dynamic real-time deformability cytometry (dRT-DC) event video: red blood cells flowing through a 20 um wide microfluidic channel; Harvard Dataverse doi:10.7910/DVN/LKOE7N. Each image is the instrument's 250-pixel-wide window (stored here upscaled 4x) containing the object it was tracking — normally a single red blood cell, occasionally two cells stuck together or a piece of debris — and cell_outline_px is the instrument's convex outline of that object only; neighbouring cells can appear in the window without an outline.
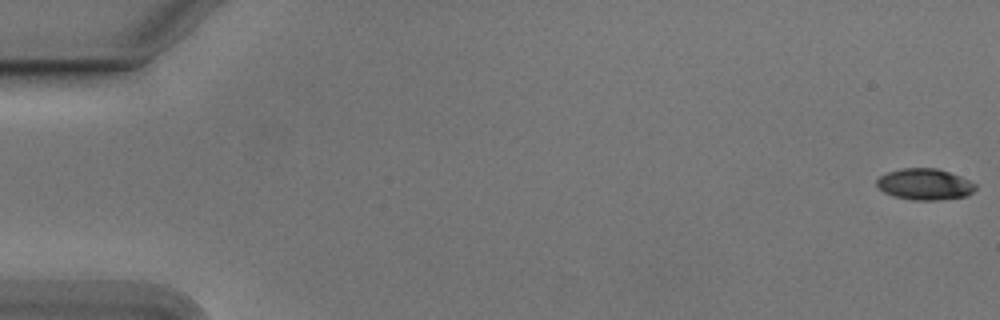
{"species": "Egyptian fruit bat (a non-hibernating species)", "species_latin": "Rousettus aegyptiacus", "temperature_condition": "cold", "stored_images_in_passage": 55, "camera_frame_rate_fps": 3000, "um_per_image_px": 0.085, "animal": {"sex": "male"}, "frame": {"image": 1, "passage_image": 1, "time_ms": 0.0, "image_size_px": [1000, 320], "cell_outline_px": [[976, 188], [968, 196], [940, 200], [912, 200], [896, 196], [884, 192], [876, 184], [876, 180], [880, 176], [888, 172], [900, 168], [936, 168], [960, 176], [976, 184]], "centroid_in_image_um": [78.61, 15.66], "position_along_channel_um": 6.4, "area_um2": 17.92}}
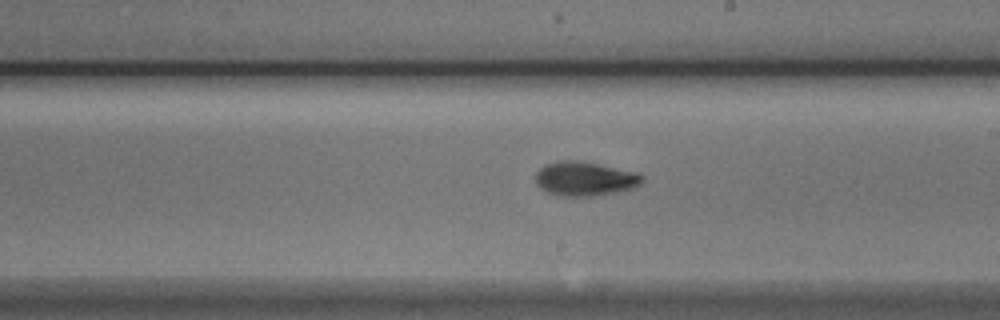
{"frame": {"image": 2, "passage_image": 32, "time_ms": 10.333, "image_size_px": [1000, 320], "cell_outline_px": [[644, 180], [640, 184], [632, 188], [616, 192], [596, 196], [556, 196], [540, 188], [536, 184], [536, 172], [540, 168], [548, 164], [560, 160], [576, 160], [640, 172], [644, 176]], "centroid_in_image_um": [49.73, 15.2], "position_along_channel_um": 239.3, "area_um2": 21.39}}
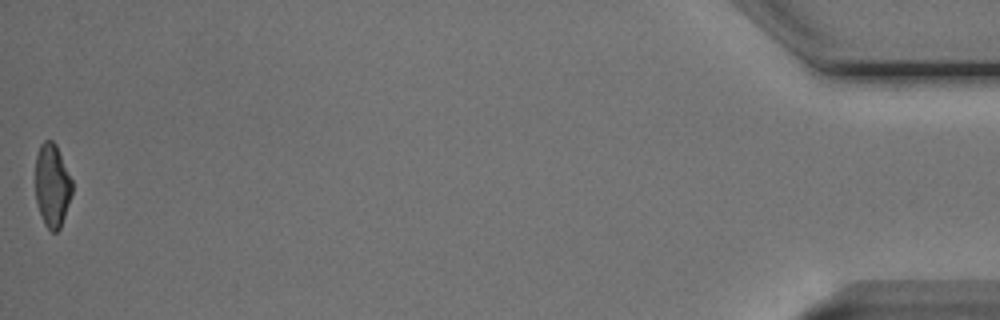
{"frame": {"image": 3, "passage_image": 55, "time_ms": 18.0, "image_size_px": [1000, 320], "cell_outline_px": [[72, 192], [60, 228], [56, 232], [52, 232], [44, 224], [36, 204], [36, 156], [40, 144], [44, 140], [52, 140], [56, 144], [72, 180]], "centroid_in_image_um": [4.42, 15.75], "position_along_channel_um": 430.8, "area_um2": 17.74}, "authors_computed_cell_mechanics": {"area_um2": 19.2474, "velocity_mm_per_s": 3.7781, "shape_relaxation_time_tau1_ms": 3.6432, "shape_relaxation_time_tau2_ms": 3.1702, "deformation_change_tau1": 0.1422, "deformation_change_tau2": 0.0779}}